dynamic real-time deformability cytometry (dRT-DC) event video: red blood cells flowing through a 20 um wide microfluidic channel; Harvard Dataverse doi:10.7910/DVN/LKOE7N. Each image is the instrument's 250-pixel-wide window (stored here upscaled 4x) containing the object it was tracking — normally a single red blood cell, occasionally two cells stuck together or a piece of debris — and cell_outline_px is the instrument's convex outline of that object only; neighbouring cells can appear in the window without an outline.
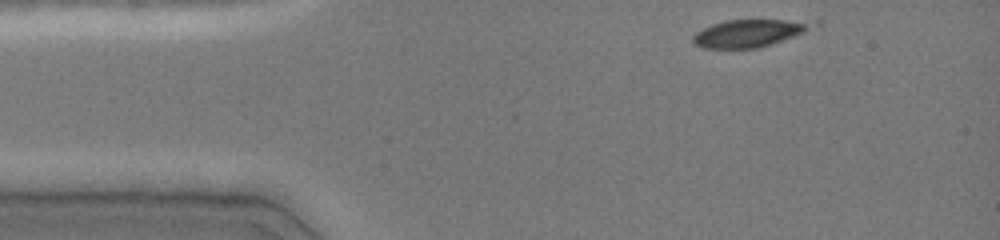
{"species": "common noctule bat (a hibernating species)", "species_latin": "Nyctalus noctula", "temperature_condition": "cold", "stored_images_in_passage": 31, "camera_frame_rate_fps": 3000, "um_per_image_px": 0.085, "animal": {"sex": "female", "body_mass_g": 19.0, "forearm_length_mm": 51.5}, "frame": {"image": 1, "passage_image": 1, "time_ms": 0.0, "image_size_px": [1000, 240], "cell_outline_px": [[820, 24], [804, 32], [756, 48], [704, 48], [696, 44], [692, 40], [692, 36], [696, 32], [712, 24], [728, 20], [820, 20]], "centroid_in_image_um": [63.73, 2.79], "position_along_channel_um": 21.3, "area_um2": 18.96}}
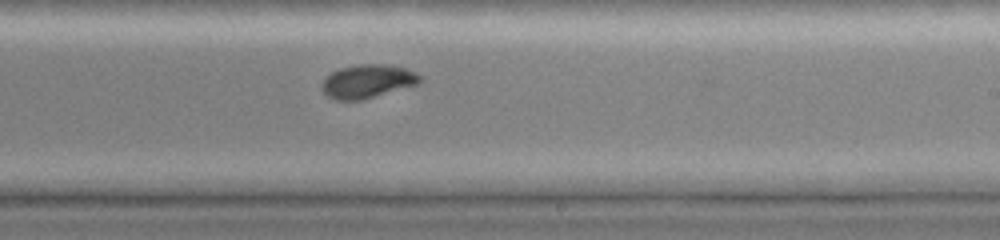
{"frame": {"image": 2, "passage_image": 23, "time_ms": 7.333, "image_size_px": [1000, 240], "cell_outline_px": [[424, 80], [420, 84], [360, 100], [336, 100], [328, 96], [320, 88], [320, 84], [332, 72], [340, 68], [360, 64], [392, 64], [404, 68], [420, 76]], "centroid_in_image_um": [31.25, 6.91], "position_along_channel_um": 257.7, "area_um2": 19.13}}
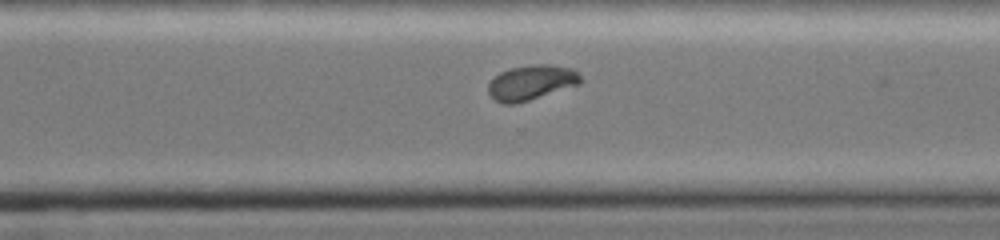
{"frame": {"image": 3, "passage_image": 28, "time_ms": 9.0, "image_size_px": [1000, 240], "cell_outline_px": [[584, 80], [580, 84], [516, 104], [504, 104], [496, 100], [488, 92], [488, 84], [500, 72], [512, 68], [532, 64], [548, 64], [572, 68]], "centroid_in_image_um": [45.18, 7.01], "position_along_channel_um": 325.4, "area_um2": 18.67}}